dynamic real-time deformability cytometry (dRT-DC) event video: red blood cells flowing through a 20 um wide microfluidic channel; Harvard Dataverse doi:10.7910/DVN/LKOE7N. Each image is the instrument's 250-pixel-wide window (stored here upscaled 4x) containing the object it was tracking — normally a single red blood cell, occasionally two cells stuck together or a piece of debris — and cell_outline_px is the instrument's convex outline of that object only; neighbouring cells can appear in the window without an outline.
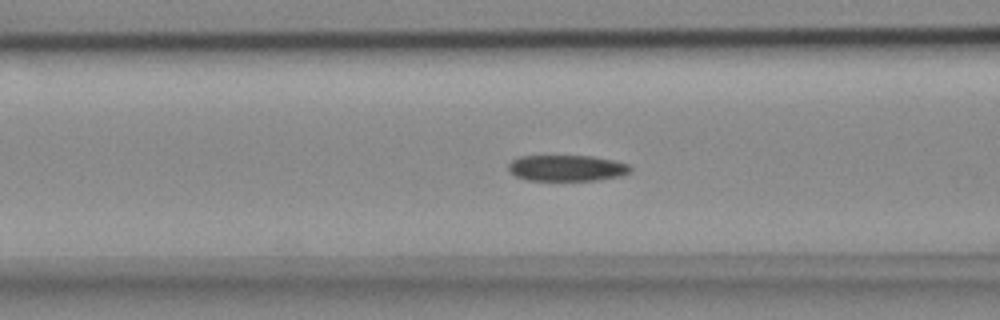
{"species": "common noctule bat (a hibernating species)", "species_latin": "Nyctalus noctula", "temperature_condition": "cold", "stored_images_in_passage": 46, "camera_frame_rate_fps": 3000, "um_per_image_px": 0.085, "animal": {"sex": "female", "body_mass_g": 18.4}, "frame": {"image": 1, "passage_image": 21, "time_ms": 6.667, "image_size_px": [1000, 320], "cell_outline_px": [[632, 168], [628, 172], [620, 176], [600, 180], [528, 180], [516, 176], [508, 168], [508, 164], [512, 160], [520, 156], [588, 156], [612, 160], [628, 164]], "centroid_in_image_um": [48.17, 14.29], "position_along_channel_um": 118.4, "area_um2": 18.32}}
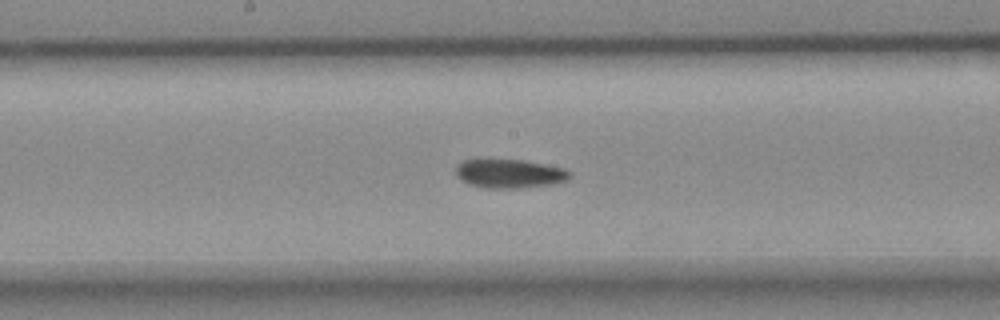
{"frame": {"image": 2, "passage_image": 28, "time_ms": 9.0, "image_size_px": [1000, 320], "cell_outline_px": [[572, 176], [568, 180], [552, 184], [520, 188], [488, 188], [468, 184], [460, 180], [456, 176], [456, 164], [464, 160], [524, 160], [564, 168]], "centroid_in_image_um": [43.29, 14.76], "position_along_channel_um": 204.9, "area_um2": 19.13}}
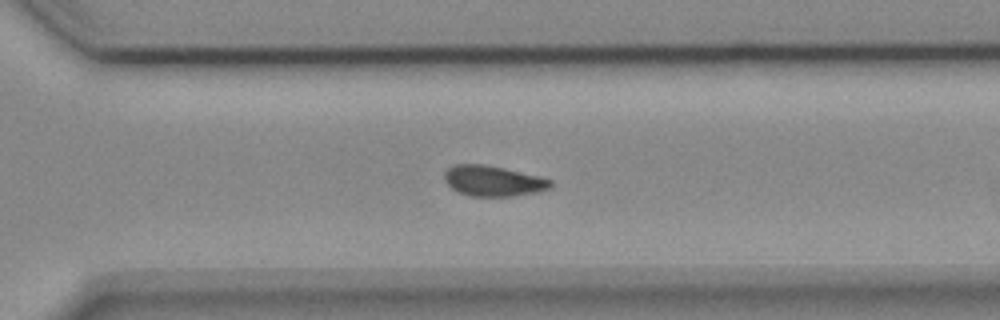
{"frame": {"image": 3, "passage_image": 38, "time_ms": 12.333, "image_size_px": [1000, 320], "cell_outline_px": [[552, 188], [540, 192], [512, 196], [468, 196], [456, 192], [444, 180], [444, 172], [448, 168], [456, 164], [480, 164], [504, 168], [552, 180]], "centroid_in_image_um": [41.9, 15.39], "position_along_channel_um": 328.7, "area_um2": 18.9}, "authors_computed_cell_mechanics": {"area_um2": 19.7387, "velocity_mm_per_s": 3.7205, "shape_relaxation_time_tau1_ms": null, "shape_relaxation_time_tau2_ms": 3.4885, "deformation_change_tau1": null, "deformation_change_tau2": 0.0841}}